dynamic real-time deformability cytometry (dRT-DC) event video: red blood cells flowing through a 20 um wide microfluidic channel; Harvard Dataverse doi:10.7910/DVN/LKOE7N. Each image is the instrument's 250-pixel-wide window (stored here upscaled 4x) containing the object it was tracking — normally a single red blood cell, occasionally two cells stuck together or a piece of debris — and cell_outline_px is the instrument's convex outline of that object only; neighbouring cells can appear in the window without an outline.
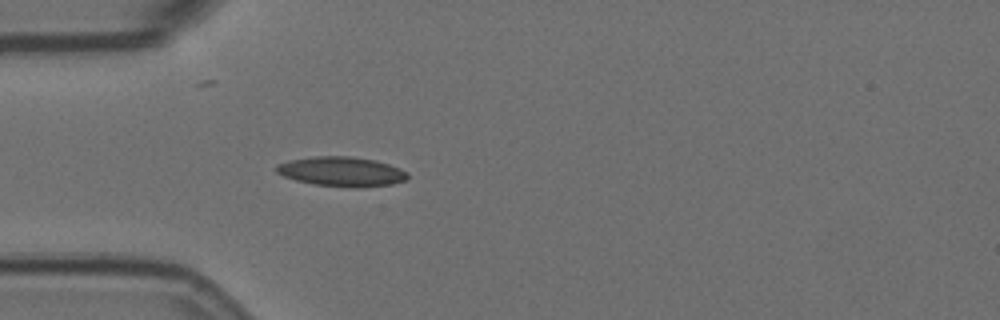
{"species": "Egyptian fruit bat (a non-hibernating species)", "species_latin": "Rousettus aegyptiacus", "temperature_condition": "room temperature", "stored_images_in_passage": 1, "camera_frame_rate_fps": 3000, "um_per_image_px": 0.085, "animal": {"sex": "female"}, "frame": {"image": 1, "passage_image": 1, "time_ms": 0.0, "image_size_px": [1000, 320], "cell_outline_px": [[408, 180], [392, 184], [360, 188], [352, 188], [312, 184], [296, 180], [284, 176], [276, 172], [276, 164], [288, 160], [316, 156], [352, 156], [376, 160], [400, 168], [408, 172]], "centroid_in_image_um": [29.06, 14.59], "position_along_channel_um": 55.9, "area_um2": 22.95}}